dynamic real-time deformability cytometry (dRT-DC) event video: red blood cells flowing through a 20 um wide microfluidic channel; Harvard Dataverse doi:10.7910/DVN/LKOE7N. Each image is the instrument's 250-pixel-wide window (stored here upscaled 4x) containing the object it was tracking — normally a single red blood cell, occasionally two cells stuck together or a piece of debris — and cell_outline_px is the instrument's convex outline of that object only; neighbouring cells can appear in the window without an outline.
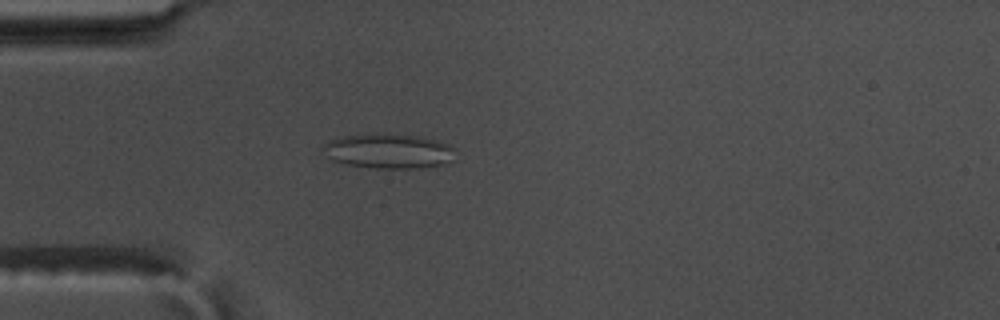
{"species": "common noctule bat (a hibernating species)", "species_latin": "Nyctalus noctula", "temperature_condition": "warm", "stored_images_in_passage": 42, "camera_frame_rate_fps": 3000, "um_per_image_px": 0.085, "animal": {"sex": "male", "body_mass_g": 17.5, "forearm_length_mm": 52.3}, "frame": {"image": 1, "passage_image": 1, "time_ms": 0.0, "image_size_px": [1000, 320], "cell_outline_px": [[456, 148], [452, 160], [444, 164], [420, 168], [376, 168], [348, 164], [332, 160], [324, 156], [324, 144], [328, 140], [344, 136], [416, 136], [448, 144]], "centroid_in_image_um": [33.04, 12.89], "position_along_channel_um": 52.0, "area_um2": 25.84}}
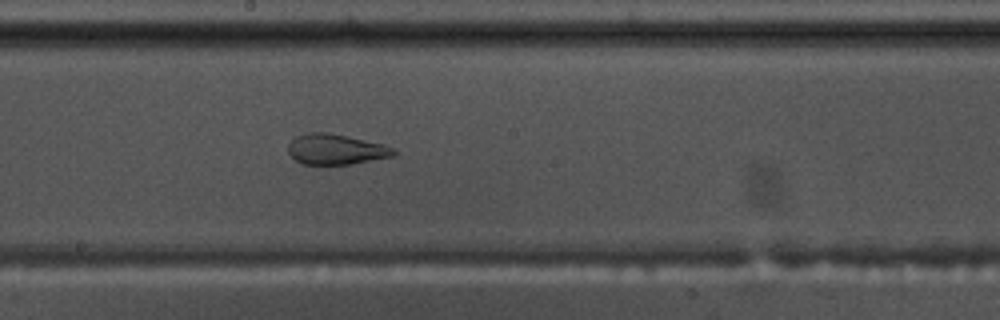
{"frame": {"image": 2, "passage_image": 16, "time_ms": 5.0, "image_size_px": [1000, 320], "cell_outline_px": [[396, 156], [352, 164], [304, 164], [296, 160], [288, 152], [288, 144], [296, 136], [308, 132], [328, 132], [348, 136], [384, 144], [396, 148]], "centroid_in_image_um": [28.6, 12.68], "position_along_channel_um": 219.6, "area_um2": 18.9}}
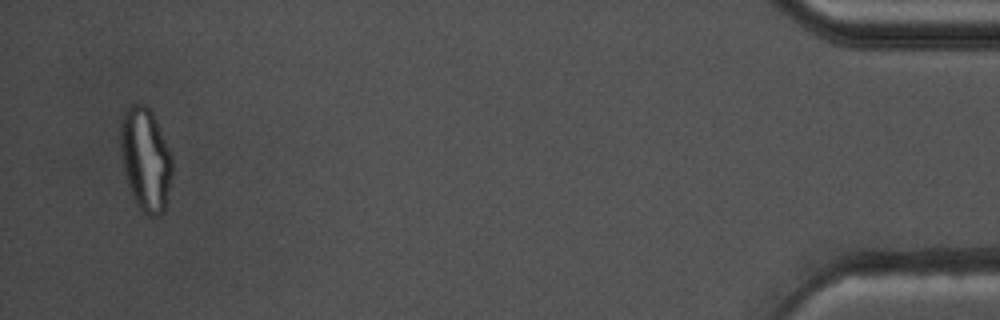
{"frame": {"image": 3, "passage_image": 40, "time_ms": 13.0, "image_size_px": [1000, 320], "cell_outline_px": [[172, 172], [164, 212], [160, 216], [148, 216], [136, 204], [132, 196], [124, 172], [120, 156], [120, 120], [124, 108], [132, 104], [144, 104], [152, 112], [168, 148], [172, 160]], "centroid_in_image_um": [12.33, 13.53], "position_along_channel_um": 422.9, "area_um2": 31.21}, "authors_computed_cell_mechanics": {"area_um2": 24.1893, "velocity_mm_per_s": 3.5556, "shape_relaxation_time_tau1_ms": null, "shape_relaxation_time_tau2_ms": 1.4315, "deformation_change_tau1": null, "deformation_change_tau2": 0.0851}}